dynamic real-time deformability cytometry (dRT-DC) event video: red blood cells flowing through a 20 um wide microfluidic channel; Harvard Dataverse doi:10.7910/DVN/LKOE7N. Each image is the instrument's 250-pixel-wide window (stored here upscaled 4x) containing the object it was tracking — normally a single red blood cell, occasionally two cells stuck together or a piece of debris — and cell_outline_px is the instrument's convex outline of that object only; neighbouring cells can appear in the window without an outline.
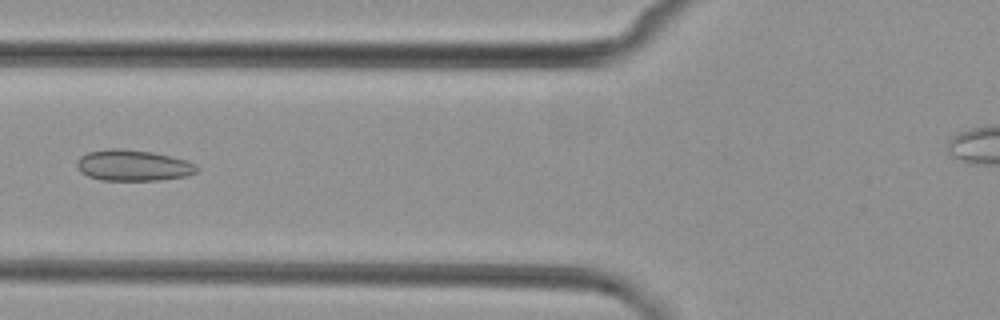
{"species": "common noctule bat (a hibernating species)", "species_latin": "Nyctalus noctula", "temperature_condition": "cold", "stored_images_in_passage": 8, "camera_frame_rate_fps": 3000, "um_per_image_px": 0.085, "animal": {"sex": "female", "body_mass_g": 29.2, "forearm_length_mm": 56.3}, "frame": {"image": 1, "passage_image": 7, "time_ms": 7.0, "image_size_px": [1000, 320], "cell_outline_px": [[200, 168], [196, 172], [188, 176], [164, 180], [100, 180], [88, 176], [80, 172], [76, 164], [76, 160], [80, 156], [88, 152], [108, 148], [120, 148], [152, 152], [172, 156], [196, 164]], "centroid_in_image_um": [11.31, 14.06], "position_along_channel_um": 114.5, "area_um2": 21.96}}
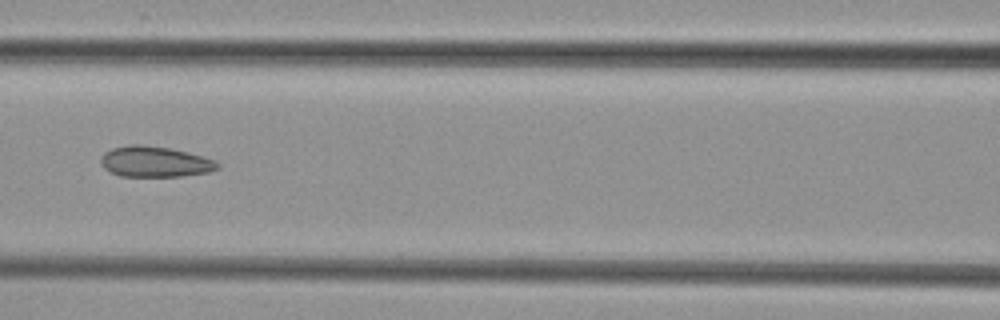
{"frame": {"image": 2, "passage_image": 8, "time_ms": 8.0, "image_size_px": [1000, 320], "cell_outline_px": [[220, 168], [208, 172], [180, 176], [120, 176], [104, 168], [100, 160], [100, 156], [104, 152], [112, 148], [128, 144], [140, 144], [168, 148], [188, 152], [216, 160], [220, 164]], "centroid_in_image_um": [13.16, 13.74], "position_along_channel_um": 153.4, "area_um2": 20.92}}